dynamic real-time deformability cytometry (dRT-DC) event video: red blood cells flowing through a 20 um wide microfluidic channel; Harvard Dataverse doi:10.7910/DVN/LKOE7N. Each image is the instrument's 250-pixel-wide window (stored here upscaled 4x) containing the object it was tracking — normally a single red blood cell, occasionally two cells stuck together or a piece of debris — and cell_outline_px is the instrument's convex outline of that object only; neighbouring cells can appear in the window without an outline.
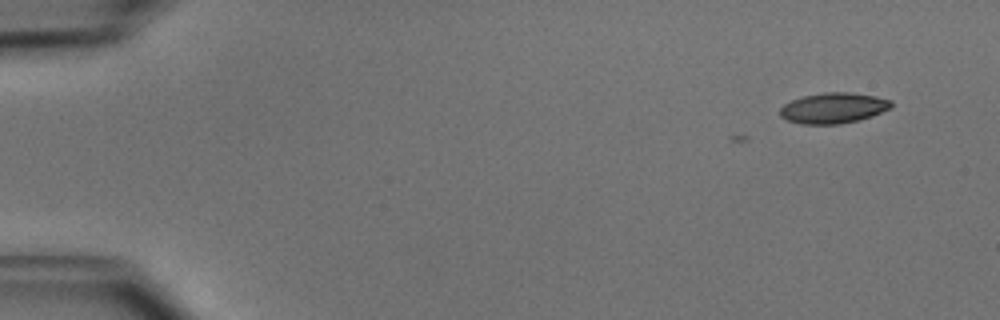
{"species": "common noctule bat (a hibernating species)", "species_latin": "Nyctalus noctula", "temperature_condition": "cold", "stored_images_in_passage": 6, "camera_frame_rate_fps": 3000, "um_per_image_px": 0.085, "animal": {"sex": "male", "body_mass_g": 15.6}, "frame": {"image": 1, "passage_image": 1, "time_ms": 0.0, "image_size_px": [1000, 320], "cell_outline_px": [[892, 104], [888, 108], [872, 116], [840, 124], [800, 124], [788, 120], [780, 116], [780, 108], [784, 104], [792, 100], [804, 96], [824, 92], [848, 92], [876, 96], [892, 100]], "centroid_in_image_um": [70.81, 9.18], "position_along_channel_um": 14.2, "area_um2": 19.65}}